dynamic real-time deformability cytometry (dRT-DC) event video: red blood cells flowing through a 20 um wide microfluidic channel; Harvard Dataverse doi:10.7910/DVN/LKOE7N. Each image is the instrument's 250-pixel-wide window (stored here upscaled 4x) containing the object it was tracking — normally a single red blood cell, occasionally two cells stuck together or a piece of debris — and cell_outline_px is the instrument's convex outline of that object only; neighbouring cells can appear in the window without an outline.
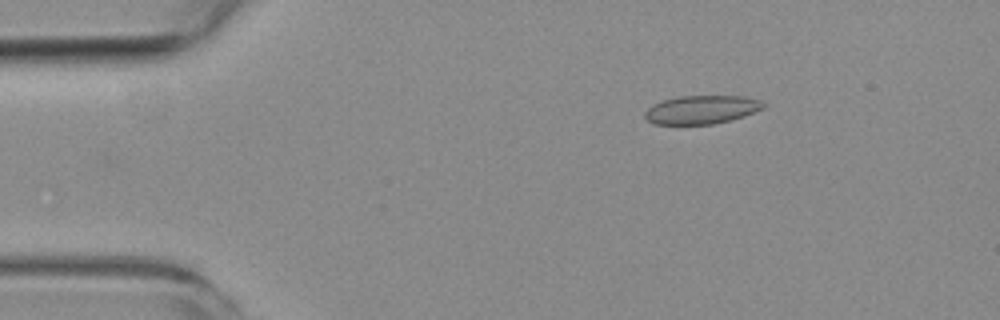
{"species": "common noctule bat (a hibernating species)", "species_latin": "Nyctalus noctula", "temperature_condition": "room temperature", "stored_images_in_passage": 3, "camera_frame_rate_fps": 3000, "um_per_image_px": 0.085, "animal": {"sex": "female", "body_mass_g": 19.3, "forearm_length_mm": 54.1}, "frame": {"image": 1, "passage_image": 1, "time_ms": 0.0, "image_size_px": [1000, 320], "cell_outline_px": [[764, 108], [744, 116], [712, 124], [656, 124], [648, 120], [644, 116], [644, 112], [652, 104], [664, 100], [680, 96], [744, 96], [760, 100], [764, 104]], "centroid_in_image_um": [59.62, 9.31], "position_along_channel_um": 25.4, "area_um2": 19.48}}